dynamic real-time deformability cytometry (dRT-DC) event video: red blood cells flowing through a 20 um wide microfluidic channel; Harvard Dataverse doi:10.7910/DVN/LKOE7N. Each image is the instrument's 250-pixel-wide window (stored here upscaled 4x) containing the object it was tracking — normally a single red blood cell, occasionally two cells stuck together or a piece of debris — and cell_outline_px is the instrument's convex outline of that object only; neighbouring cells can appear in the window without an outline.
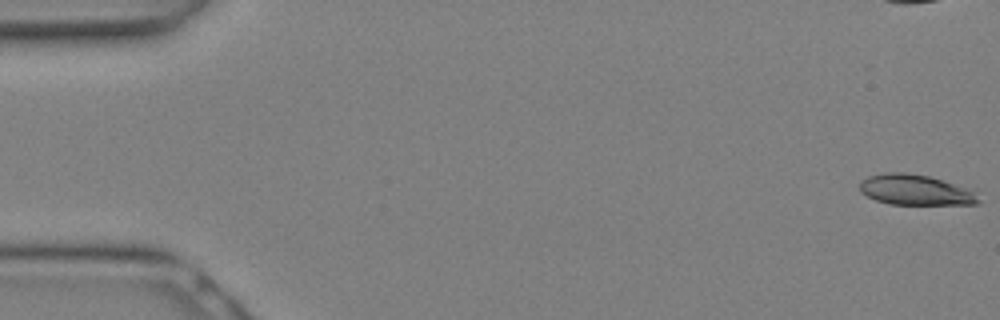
{"species": "Egyptian fruit bat (a non-hibernating species)", "species_latin": "Rousettus aegyptiacus", "temperature_condition": "warm", "stored_images_in_passage": 9, "camera_frame_rate_fps": 3000, "um_per_image_px": 0.085, "animal": {"sex": "female"}, "frame": {"image": 1, "passage_image": 1, "time_ms": 0.0, "image_size_px": [1000, 320], "cell_outline_px": [[980, 204], [888, 204], [876, 200], [860, 192], [860, 180], [868, 176], [884, 172], [904, 172], [928, 176], [964, 188], [972, 192], [980, 200]], "centroid_in_image_um": [77.71, 16.14], "position_along_channel_um": 7.3, "area_um2": 20.69}}